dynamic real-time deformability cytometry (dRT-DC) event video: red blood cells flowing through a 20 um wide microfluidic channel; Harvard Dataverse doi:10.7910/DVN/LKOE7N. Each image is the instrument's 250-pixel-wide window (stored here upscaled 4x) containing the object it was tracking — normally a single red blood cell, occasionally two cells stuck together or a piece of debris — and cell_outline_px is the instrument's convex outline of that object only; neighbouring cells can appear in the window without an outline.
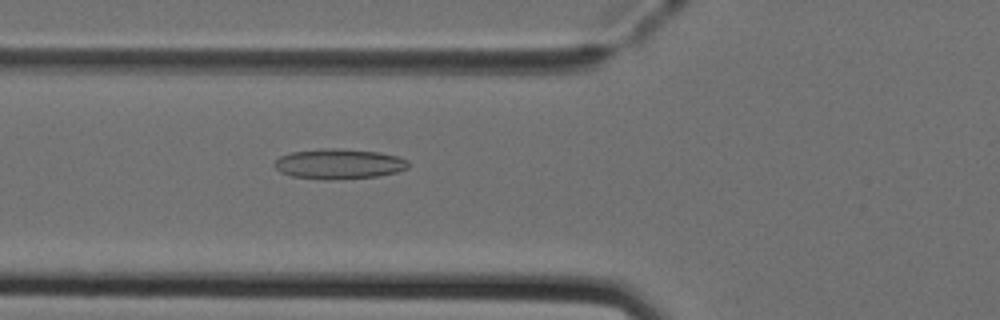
{"species": "Egyptian fruit bat (a non-hibernating species)", "species_latin": "Rousettus aegyptiacus", "temperature_condition": "cold", "stored_images_in_passage": 49, "camera_frame_rate_fps": 3000, "um_per_image_px": 0.085, "animal": {"sex": "female"}, "frame": {"image": 1, "passage_image": 17, "time_ms": 5.333, "image_size_px": [1000, 320], "cell_outline_px": [[408, 168], [396, 172], [376, 176], [332, 180], [324, 180], [292, 176], [280, 172], [272, 164], [280, 156], [292, 152], [320, 148], [336, 148], [376, 152], [396, 156], [408, 160]], "centroid_in_image_um": [28.76, 13.93], "position_along_channel_um": 97.0, "area_um2": 23.47}}
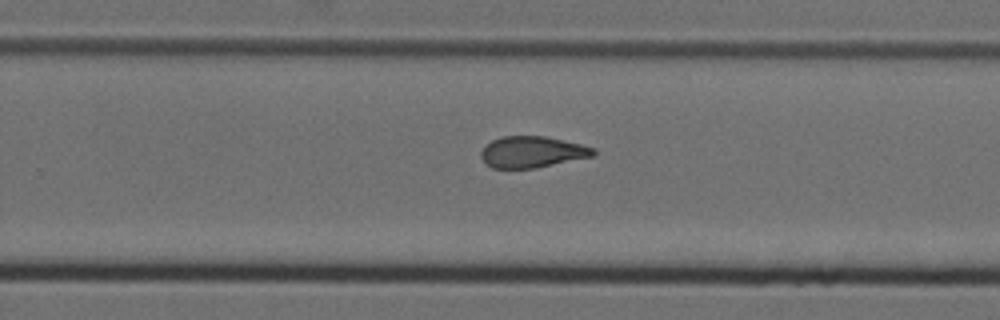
{"frame": {"image": 2, "passage_image": 31, "time_ms": 10.0, "image_size_px": [1000, 320], "cell_outline_px": [[596, 152], [592, 156], [536, 168], [492, 168], [480, 156], [480, 152], [492, 140], [500, 136], [544, 136], [580, 144], [596, 148]], "centroid_in_image_um": [45.23, 12.91], "position_along_channel_um": 284.6, "area_um2": 20.29}}
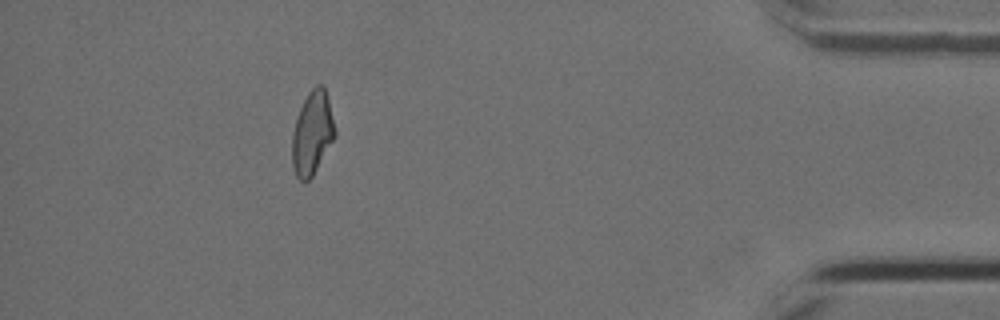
{"frame": {"image": 3, "passage_image": 44, "time_ms": 14.333, "image_size_px": [1000, 320], "cell_outline_px": [[336, 136], [312, 176], [308, 180], [300, 180], [296, 176], [292, 164], [292, 132], [300, 108], [308, 92], [316, 84], [320, 84], [324, 88], [328, 96], [336, 132]], "centroid_in_image_um": [26.54, 11.3], "position_along_channel_um": 408.7, "area_um2": 20.69}, "authors_computed_cell_mechanics": {"area_um2": 21.2704, "velocity_mm_per_s": 4.0161, "shape_relaxation_time_tau1_ms": null, "shape_relaxation_time_tau2_ms": 3.0798, "deformation_change_tau1": null, "deformation_change_tau2": 0.0898}}